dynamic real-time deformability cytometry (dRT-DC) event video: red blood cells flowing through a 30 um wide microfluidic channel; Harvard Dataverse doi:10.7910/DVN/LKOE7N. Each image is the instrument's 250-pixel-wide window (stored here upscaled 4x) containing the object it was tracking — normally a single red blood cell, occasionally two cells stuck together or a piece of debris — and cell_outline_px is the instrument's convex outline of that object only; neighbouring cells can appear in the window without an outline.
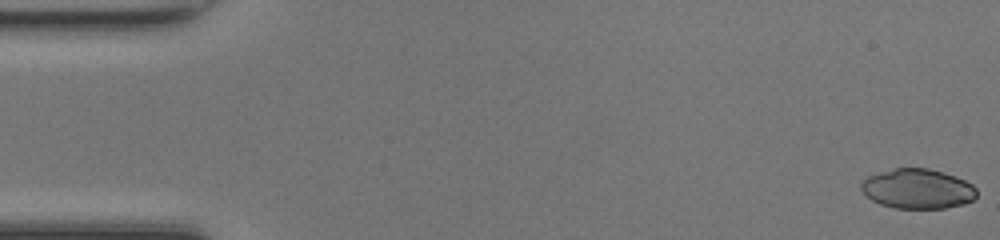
{"species": "common noctule bat (a hibernating species)", "species_latin": "Nyctalus noctula", "temperature_condition": "room temperature", "stored_images_in_passage": 48, "camera_frame_rate_fps": 3000, "um_per_image_px": 0.085, "animal": {"sex": "female", "body_mass_g": 17.0, "forearm_length_mm": 48.0}, "frame": {"image": 1, "passage_image": 1, "time_ms": 0.0, "image_size_px": [1000, 240], "cell_outline_px": [[976, 196], [972, 200], [964, 204], [944, 208], [896, 208], [880, 204], [872, 200], [860, 188], [860, 184], [868, 176], [880, 172], [896, 168], [928, 168], [964, 180], [972, 184], [976, 188]], "centroid_in_image_um": [77.99, 16.05], "position_along_channel_um": 7.0, "area_um2": 26.47}}
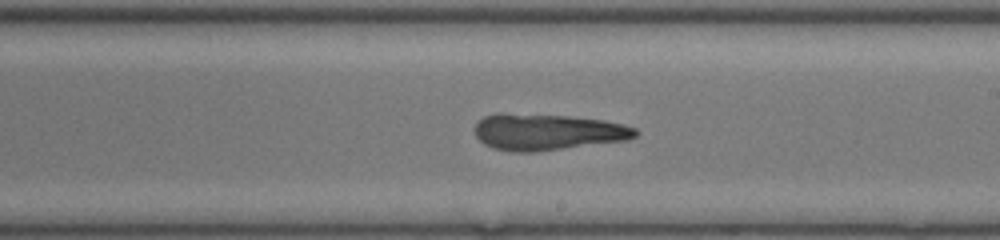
{"frame": {"image": 2, "passage_image": 28, "time_ms": 9.0, "image_size_px": [1000, 240], "cell_outline_px": [[636, 136], [628, 140], [536, 152], [512, 152], [492, 148], [484, 144], [476, 136], [476, 124], [484, 116], [500, 112], [568, 116], [600, 120], [620, 124], [636, 128]], "centroid_in_image_um": [46.49, 11.22], "position_along_channel_um": 242.5, "area_um2": 33.99}}
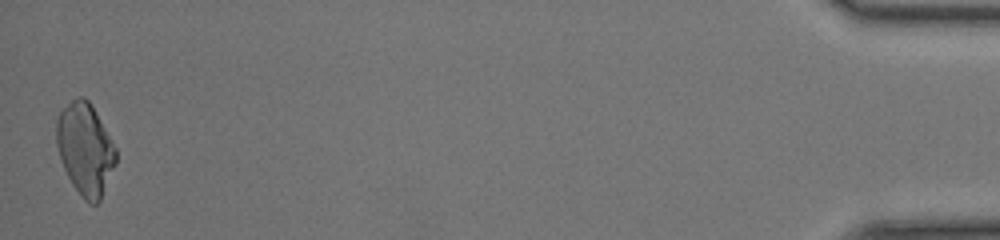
{"frame": {"image": 3, "passage_image": 48, "time_ms": 15.667, "image_size_px": [1000, 240], "cell_outline_px": [[116, 164], [100, 200], [96, 204], [88, 204], [84, 200], [72, 184], [60, 160], [56, 144], [56, 120], [60, 112], [76, 96], [84, 96], [88, 100], [116, 148]], "centroid_in_image_um": [7.23, 12.69], "position_along_channel_um": 428.0, "area_um2": 31.62}}